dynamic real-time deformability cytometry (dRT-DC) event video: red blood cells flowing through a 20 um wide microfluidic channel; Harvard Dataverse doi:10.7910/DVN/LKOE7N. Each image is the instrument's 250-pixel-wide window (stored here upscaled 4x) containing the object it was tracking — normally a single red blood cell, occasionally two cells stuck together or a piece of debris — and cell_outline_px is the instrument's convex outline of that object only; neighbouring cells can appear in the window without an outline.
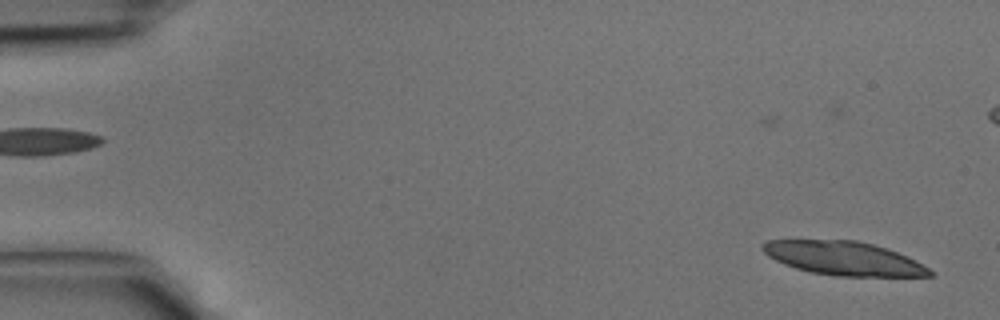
{"species": "common noctule bat (a hibernating species)", "species_latin": "Nyctalus noctula", "temperature_condition": "cold", "stored_images_in_passage": 21, "camera_frame_rate_fps": 3000, "um_per_image_px": 0.085, "animal": {"sex": "male", "body_mass_g": 15.6}, "frame": {"image": 1, "passage_image": 1, "time_ms": 0.0, "image_size_px": [1000, 320], "cell_outline_px": [[936, 272], [932, 276], [836, 276], [808, 272], [784, 264], [768, 256], [760, 248], [760, 244], [764, 240], [856, 240], [872, 244], [908, 256], [916, 260]], "centroid_in_image_um": [71.7, 21.96], "position_along_channel_um": 13.3, "area_um2": 33.0}}